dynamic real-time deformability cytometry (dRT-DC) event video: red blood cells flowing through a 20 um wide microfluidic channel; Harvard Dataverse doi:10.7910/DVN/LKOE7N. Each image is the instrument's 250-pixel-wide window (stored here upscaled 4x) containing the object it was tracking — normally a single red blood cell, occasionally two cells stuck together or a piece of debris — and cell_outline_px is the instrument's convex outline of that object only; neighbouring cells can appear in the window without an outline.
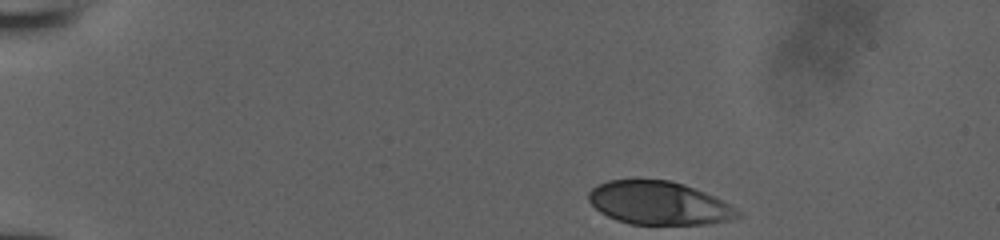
{"species": "human", "species_latin": "Homo sapiens", "temperature_condition": "room temperature", "stored_images_in_passage": 36, "camera_frame_rate_fps": 3000, "um_per_image_px": 0.085, "donor": {"sex": "male"}, "frame": {"image": 1, "passage_image": 1, "time_ms": 0.0, "image_size_px": [1000, 240], "cell_outline_px": [[744, 216], [732, 220], [708, 224], [632, 224], [616, 220], [600, 212], [588, 200], [588, 192], [596, 184], [608, 180], [668, 180], [684, 184], [704, 192], [728, 204], [740, 212]], "centroid_in_image_um": [55.99, 17.27], "position_along_channel_um": 29.0, "area_um2": 37.45}}
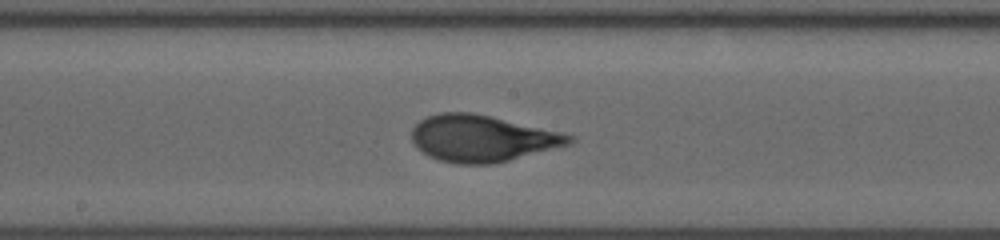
{"frame": {"image": 2, "passage_image": 21, "time_ms": 6.667, "image_size_px": [1000, 240], "cell_outline_px": [[576, 140], [572, 144], [492, 164], [456, 164], [440, 160], [428, 156], [420, 152], [412, 144], [412, 128], [420, 120], [428, 116], [440, 112], [472, 112], [560, 132], [576, 136]], "centroid_in_image_um": [40.95, 11.77], "position_along_channel_um": 207.3, "area_um2": 42.83}}
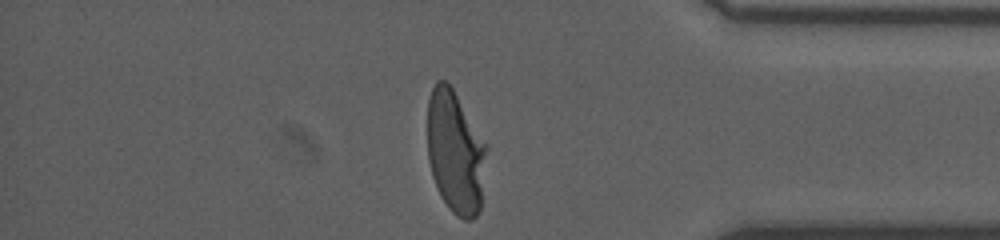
{"frame": {"image": 3, "passage_image": 36, "time_ms": 11.667, "image_size_px": [1000, 240], "cell_outline_px": [[488, 148], [480, 212], [472, 220], [464, 220], [456, 216], [448, 208], [440, 196], [432, 176], [428, 160], [428, 96], [436, 80], [444, 80], [452, 88], [488, 144]], "centroid_in_image_um": [38.72, 12.96], "position_along_channel_um": 396.5, "area_um2": 43.0}}